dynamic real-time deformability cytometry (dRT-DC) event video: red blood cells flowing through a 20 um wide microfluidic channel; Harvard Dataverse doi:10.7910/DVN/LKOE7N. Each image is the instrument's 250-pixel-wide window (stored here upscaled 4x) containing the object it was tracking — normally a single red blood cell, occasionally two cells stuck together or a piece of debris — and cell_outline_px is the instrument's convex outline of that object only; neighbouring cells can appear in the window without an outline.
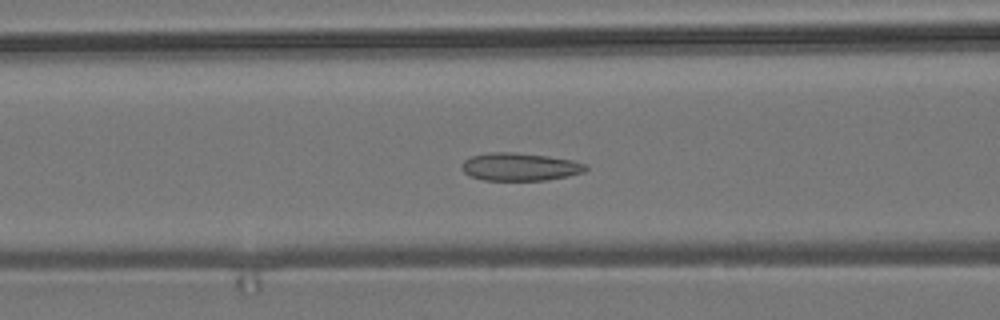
{"species": "common noctule bat (a hibernating species)", "species_latin": "Nyctalus noctula", "temperature_condition": "room temperature", "stored_images_in_passage": 31, "camera_frame_rate_fps": 3000, "um_per_image_px": 0.085, "animal": {"sex": "male", "body_mass_g": 19.2, "forearm_length_mm": 51.8}, "frame": {"image": 1, "passage_image": 6, "time_ms": 1.667, "image_size_px": [1000, 320], "cell_outline_px": [[588, 168], [584, 172], [568, 176], [548, 180], [484, 180], [468, 176], [460, 168], [460, 164], [464, 160], [472, 156], [492, 152], [516, 152], [548, 156], [572, 160], [588, 164]], "centroid_in_image_um": [44.18, 14.18], "position_along_channel_um": 122.4, "area_um2": 20.35}}
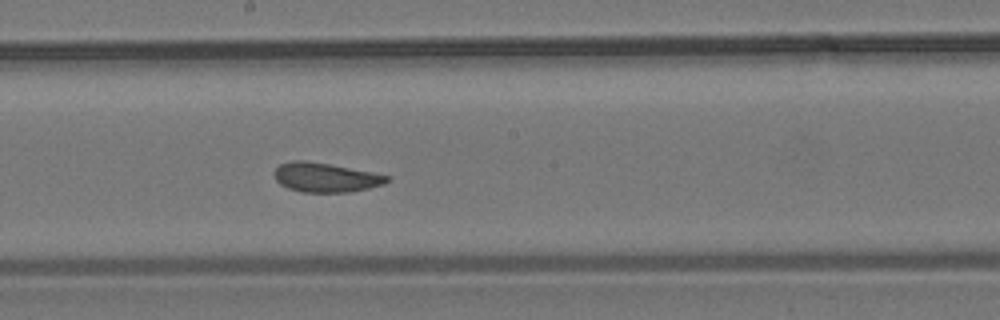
{"frame": {"image": 2, "passage_image": 14, "time_ms": 4.333, "image_size_px": [1000, 320], "cell_outline_px": [[388, 180], [384, 184], [368, 188], [348, 192], [300, 192], [288, 188], [280, 184], [276, 180], [272, 172], [280, 164], [292, 160], [304, 160], [328, 164], [372, 172], [388, 176]], "centroid_in_image_um": [27.61, 15.08], "position_along_channel_um": 220.6, "area_um2": 19.13}}
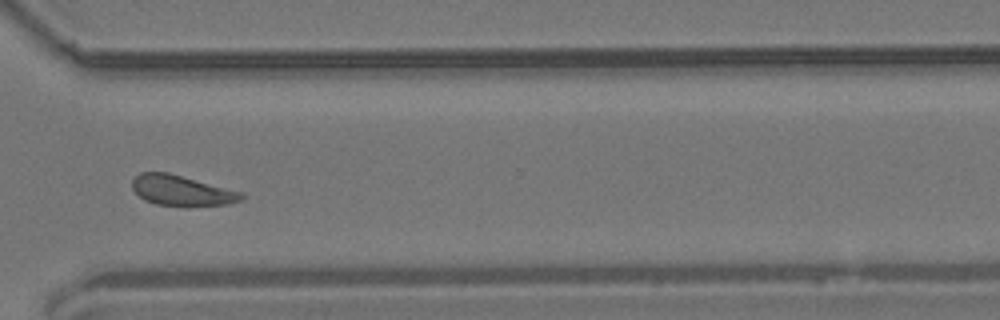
{"frame": {"image": 3, "passage_image": 25, "time_ms": 8.0, "image_size_px": [1000, 320], "cell_outline_px": [[244, 200], [228, 204], [156, 204], [144, 200], [132, 188], [132, 180], [140, 172], [168, 172], [244, 192]], "centroid_in_image_um": [15.46, 16.16], "position_along_channel_um": 355.1, "area_um2": 18.9}, "authors_computed_cell_mechanics": {"area_um2": 19.7098, "velocity_mm_per_s": 3.6838, "shape_relaxation_time_tau1_ms": 7.8604, "shape_relaxation_time_tau2_ms": 1.6475, "deformation_change_tau1": 0.1078, "deformation_change_tau2": 0.0819}}